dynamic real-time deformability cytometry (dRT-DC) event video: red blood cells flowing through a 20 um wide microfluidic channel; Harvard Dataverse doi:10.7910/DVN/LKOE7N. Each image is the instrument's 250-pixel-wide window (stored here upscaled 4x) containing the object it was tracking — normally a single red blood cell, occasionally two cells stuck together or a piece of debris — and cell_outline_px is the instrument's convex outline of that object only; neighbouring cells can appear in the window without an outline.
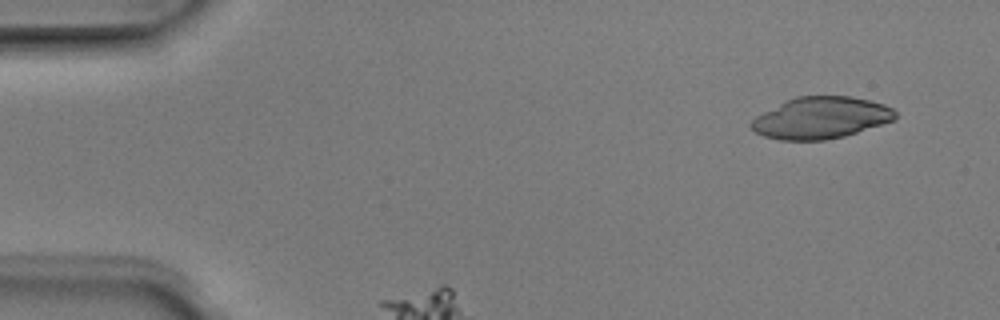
{"species": "Egyptian fruit bat (a non-hibernating species)", "species_latin": "Rousettus aegyptiacus", "temperature_condition": "room temperature", "stored_images_in_passage": 3, "camera_frame_rate_fps": 3000, "um_per_image_px": 0.085, "animal": {"sex": "male"}, "frame": {"image": 1, "passage_image": 1, "time_ms": 0.0, "image_size_px": [1000, 320], "cell_outline_px": [[896, 120], [844, 136], [824, 140], [780, 140], [764, 136], [756, 132], [748, 124], [756, 116], [784, 100], [796, 96], [852, 96], [884, 104], [892, 108], [896, 112]], "centroid_in_image_um": [69.77, 10.01], "position_along_channel_um": 15.2, "area_um2": 35.08}}